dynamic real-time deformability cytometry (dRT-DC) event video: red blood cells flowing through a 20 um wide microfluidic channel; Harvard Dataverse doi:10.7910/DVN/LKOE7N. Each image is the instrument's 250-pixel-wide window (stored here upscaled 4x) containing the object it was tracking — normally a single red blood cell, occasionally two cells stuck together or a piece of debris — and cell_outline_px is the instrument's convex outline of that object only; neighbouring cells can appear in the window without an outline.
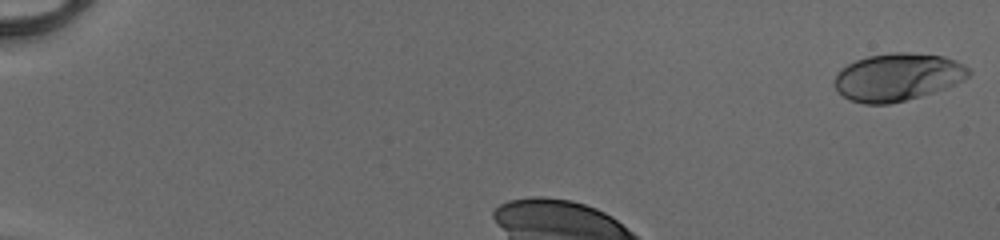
{"species": "human", "species_latin": "Homo sapiens", "temperature_condition": "cold", "stored_images_in_passage": 33, "camera_frame_rate_fps": 3000, "um_per_image_px": 0.085, "donor": {"sex": "male"}, "frame": {"image": 1, "passage_image": 1, "time_ms": 0.0, "image_size_px": [1000, 240], "cell_outline_px": [[972, 72], [964, 80], [956, 84], [920, 96], [888, 104], [864, 104], [848, 100], [836, 92], [836, 76], [840, 68], [856, 60], [868, 56], [892, 52], [908, 52], [944, 56], [956, 60], [964, 64]], "centroid_in_image_um": [76.29, 6.54], "position_along_channel_um": 8.7, "area_um2": 37.34}}